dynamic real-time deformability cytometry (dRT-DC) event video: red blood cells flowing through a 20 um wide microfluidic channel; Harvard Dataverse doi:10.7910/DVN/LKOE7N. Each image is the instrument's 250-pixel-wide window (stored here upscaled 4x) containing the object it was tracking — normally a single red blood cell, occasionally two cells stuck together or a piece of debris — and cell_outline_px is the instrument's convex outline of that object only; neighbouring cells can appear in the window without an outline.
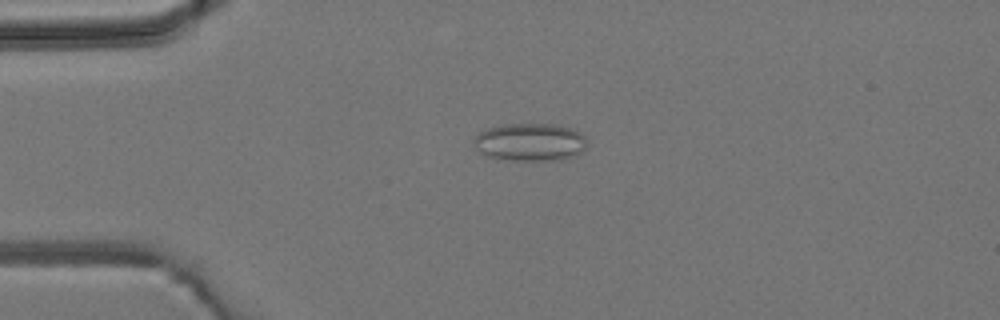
{"species": "common noctule bat (a hibernating species)", "species_latin": "Nyctalus noctula", "temperature_condition": "room temperature", "stored_images_in_passage": 5, "camera_frame_rate_fps": 3000, "um_per_image_px": 0.085, "animal": {"sex": "male", "body_mass_g": 19.2, "forearm_length_mm": 51.8}, "frame": {"image": 1, "passage_image": 4, "time_ms": 3.667, "image_size_px": [1000, 320], "cell_outline_px": [[584, 148], [576, 156], [560, 160], [512, 160], [488, 156], [480, 152], [476, 148], [472, 140], [480, 132], [488, 128], [504, 124], [556, 124], [572, 128], [580, 132], [584, 136]], "centroid_in_image_um": [45.05, 12.07], "position_along_channel_um": 39.9, "area_um2": 24.85}}